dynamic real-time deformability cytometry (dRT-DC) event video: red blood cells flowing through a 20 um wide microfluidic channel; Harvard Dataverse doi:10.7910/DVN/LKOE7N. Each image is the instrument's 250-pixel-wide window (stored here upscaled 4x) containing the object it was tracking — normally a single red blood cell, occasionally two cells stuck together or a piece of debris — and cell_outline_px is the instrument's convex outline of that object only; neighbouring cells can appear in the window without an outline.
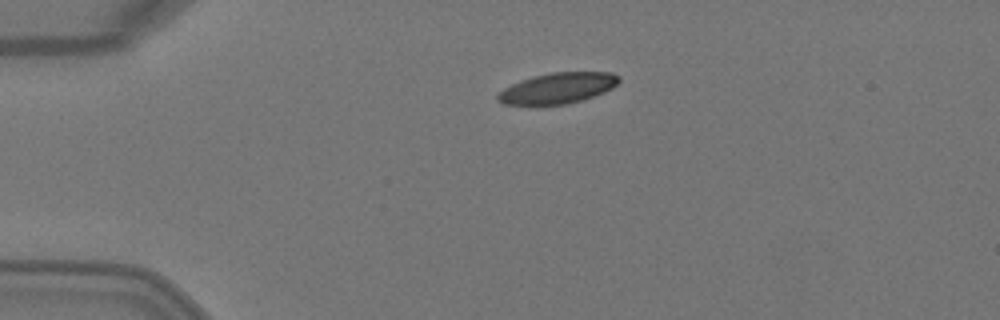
{"species": "Egyptian fruit bat (a non-hibernating species)", "species_latin": "Rousettus aegyptiacus", "temperature_condition": "warm", "stored_images_in_passage": 2, "camera_frame_rate_fps": 3000, "um_per_image_px": 0.085, "animal": {"sex": "female"}, "frame": {"image": 1, "passage_image": 1, "time_ms": 0.0, "image_size_px": [1000, 320], "cell_outline_px": [[620, 80], [612, 88], [604, 92], [580, 100], [564, 104], [504, 104], [496, 100], [496, 96], [504, 88], [520, 80], [532, 76], [552, 72], [612, 72], [620, 76]], "centroid_in_image_um": [47.4, 7.47], "position_along_channel_um": 37.6, "area_um2": 21.5}}